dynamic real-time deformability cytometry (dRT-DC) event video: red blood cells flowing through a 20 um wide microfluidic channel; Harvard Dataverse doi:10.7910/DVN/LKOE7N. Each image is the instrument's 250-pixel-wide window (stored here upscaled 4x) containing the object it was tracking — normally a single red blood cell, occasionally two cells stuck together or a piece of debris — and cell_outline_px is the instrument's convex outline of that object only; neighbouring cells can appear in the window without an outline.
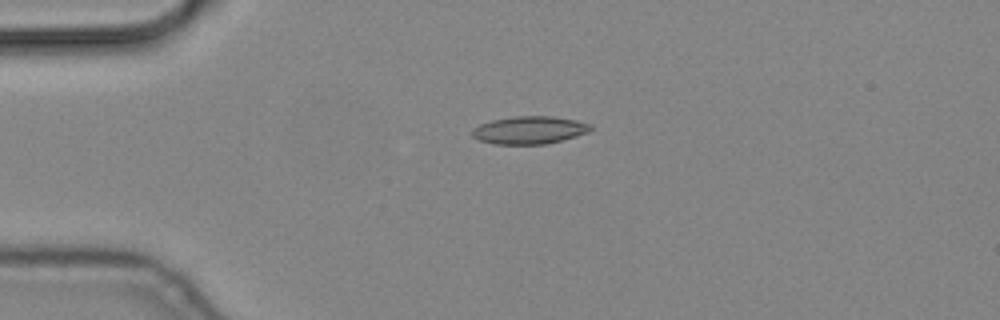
{"species": "common noctule bat (a hibernating species)", "species_latin": "Nyctalus noctula", "temperature_condition": "cold", "stored_images_in_passage": 5, "camera_frame_rate_fps": 3000, "um_per_image_px": 0.085, "animal": {"sex": "male", "body_mass_g": 19.2, "forearm_length_mm": 51.8}, "frame": {"image": 1, "passage_image": 4, "time_ms": 1.0, "image_size_px": [1000, 320], "cell_outline_px": [[592, 128], [588, 132], [576, 136], [548, 144], [492, 144], [480, 140], [472, 136], [472, 128], [480, 124], [492, 120], [512, 116], [552, 116], [576, 120], [592, 124]], "centroid_in_image_um": [45.0, 11.05], "position_along_channel_um": 40.0, "area_um2": 19.25}}